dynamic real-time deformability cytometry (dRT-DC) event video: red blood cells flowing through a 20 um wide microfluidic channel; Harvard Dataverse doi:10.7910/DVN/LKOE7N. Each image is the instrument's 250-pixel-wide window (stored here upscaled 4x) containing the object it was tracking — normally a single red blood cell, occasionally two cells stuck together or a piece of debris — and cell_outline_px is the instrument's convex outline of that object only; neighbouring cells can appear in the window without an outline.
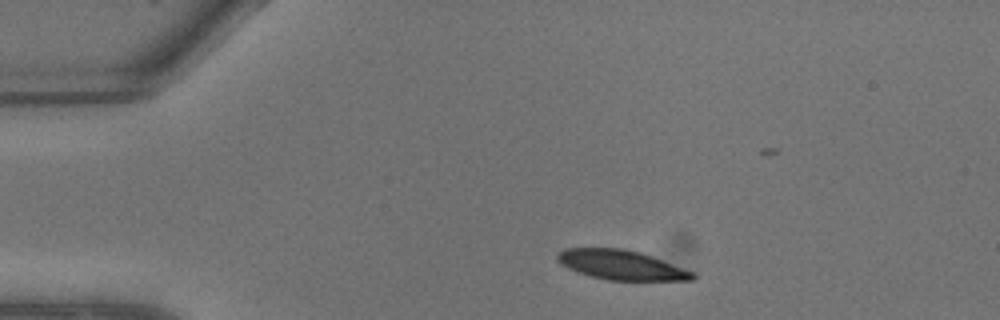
{"species": "common noctule bat (a hibernating species)", "species_latin": "Nyctalus noctula", "temperature_condition": "warm", "stored_images_in_passage": 7, "camera_frame_rate_fps": 3000, "um_per_image_px": 0.085, "animal": {"sex": "male", "body_mass_g": 13.3}, "frame": {"image": 1, "passage_image": 1, "time_ms": 0.0, "image_size_px": [1000, 320], "cell_outline_px": [[696, 276], [692, 280], [608, 280], [588, 276], [576, 272], [560, 264], [556, 260], [556, 256], [564, 248], [624, 248], [640, 252], [652, 256], [696, 272]], "centroid_in_image_um": [52.8, 22.52], "position_along_channel_um": 32.2, "area_um2": 23.52}}
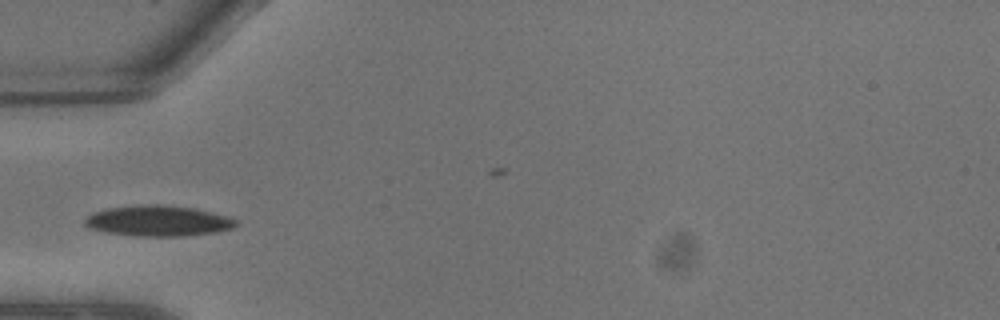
{"frame": {"image": 2, "passage_image": 4, "time_ms": 1.0, "image_size_px": [1000, 320], "cell_outline_px": [[240, 224], [232, 228], [216, 232], [184, 236], [136, 236], [108, 232], [92, 228], [84, 224], [84, 216], [92, 212], [108, 208], [140, 204], [164, 204], [196, 208], [228, 216], [236, 220]], "centroid_in_image_um": [13.46, 18.76], "position_along_channel_um": 71.5, "area_um2": 27.28}}
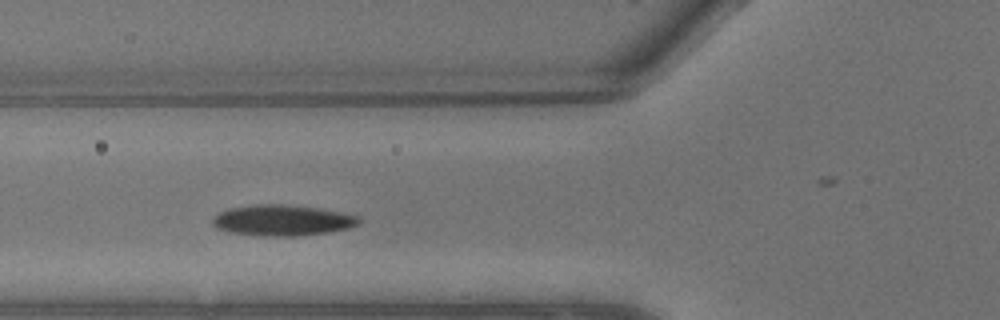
{"frame": {"image": 3, "passage_image": 5, "time_ms": 1.333, "image_size_px": [1000, 320], "cell_outline_px": [[360, 224], [348, 228], [328, 232], [296, 236], [264, 236], [228, 232], [216, 228], [212, 224], [212, 216], [216, 212], [228, 208], [252, 204], [288, 204], [320, 208], [344, 212], [360, 216]], "centroid_in_image_um": [23.97, 18.71], "position_along_channel_um": 101.8, "area_um2": 26.88}}